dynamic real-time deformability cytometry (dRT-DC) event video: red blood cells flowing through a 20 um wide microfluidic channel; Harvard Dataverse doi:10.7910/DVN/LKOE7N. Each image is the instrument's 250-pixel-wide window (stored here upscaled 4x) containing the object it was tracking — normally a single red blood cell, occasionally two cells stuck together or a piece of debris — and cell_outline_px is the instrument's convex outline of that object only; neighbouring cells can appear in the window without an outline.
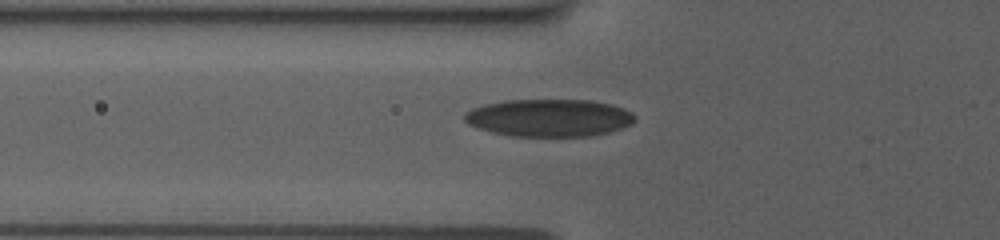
{"species": "human", "species_latin": "Homo sapiens", "temperature_condition": "room temperature", "stored_images_in_passage": 34, "camera_frame_rate_fps": 3000, "um_per_image_px": 0.085, "donor": {"sex": "female"}, "frame": {"image": 1, "passage_image": 2, "time_ms": 0.333, "image_size_px": [1000, 240], "cell_outline_px": [[636, 120], [632, 124], [608, 132], [592, 136], [508, 136], [476, 128], [468, 124], [464, 120], [464, 112], [472, 108], [484, 104], [504, 100], [588, 100], [612, 104], [624, 108], [632, 112], [636, 116]], "centroid_in_image_um": [46.66, 10.01], "position_along_channel_um": 79.1, "area_um2": 37.57}}
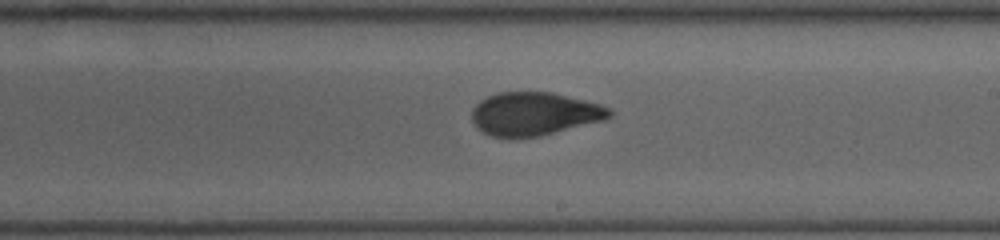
{"frame": {"image": 2, "passage_image": 15, "time_ms": 4.667, "image_size_px": [1000, 240], "cell_outline_px": [[612, 116], [604, 120], [540, 136], [512, 140], [508, 140], [492, 136], [476, 128], [472, 120], [472, 108], [480, 100], [488, 96], [500, 92], [552, 92], [600, 104], [612, 108]], "centroid_in_image_um": [45.4, 9.7], "position_along_channel_um": 243.6, "area_um2": 35.2}}
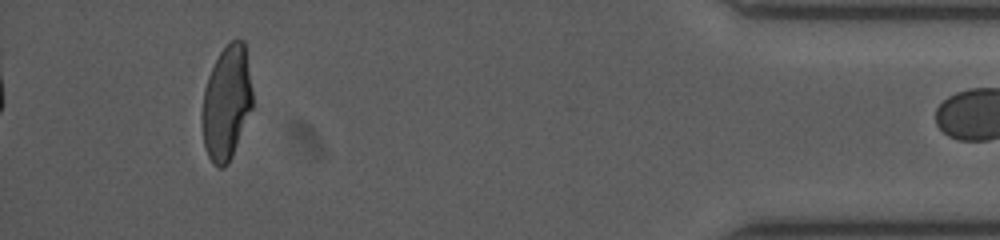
{"frame": {"image": 3, "passage_image": 33, "time_ms": 10.667, "image_size_px": [1000, 240], "cell_outline_px": [[252, 108], [232, 156], [228, 164], [224, 168], [220, 168], [212, 164], [208, 156], [204, 144], [200, 120], [204, 88], [208, 76], [220, 52], [232, 40], [244, 40], [252, 92]], "centroid_in_image_um": [19.23, 8.78], "position_along_channel_um": 416.0, "area_um2": 33.52}}